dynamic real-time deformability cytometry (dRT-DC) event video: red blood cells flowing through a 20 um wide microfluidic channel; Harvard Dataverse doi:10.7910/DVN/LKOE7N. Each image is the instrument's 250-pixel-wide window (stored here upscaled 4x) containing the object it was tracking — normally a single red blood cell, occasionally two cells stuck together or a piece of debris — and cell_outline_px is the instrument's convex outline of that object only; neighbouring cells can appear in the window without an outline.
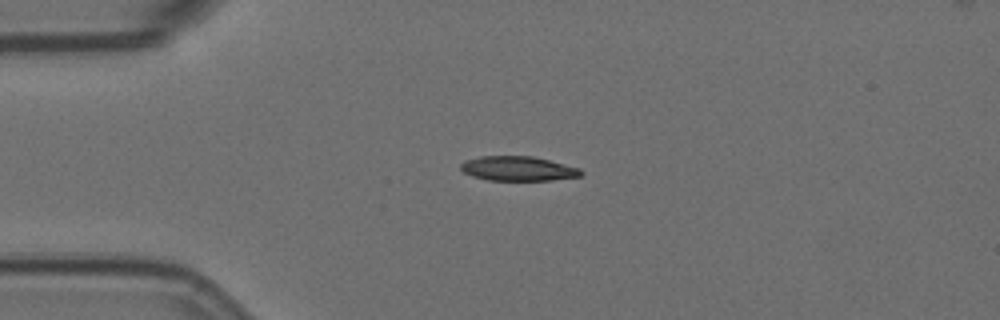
{"species": "Egyptian fruit bat (a non-hibernating species)", "species_latin": "Rousettus aegyptiacus", "temperature_condition": "room temperature", "stored_images_in_passage": 2, "camera_frame_rate_fps": 3000, "um_per_image_px": 0.085, "animal": {"sex": "female"}, "frame": {"image": 1, "passage_image": 1, "time_ms": 0.0, "image_size_px": [1000, 320], "cell_outline_px": [[584, 172], [580, 176], [552, 180], [488, 180], [472, 176], [464, 172], [460, 168], [460, 164], [468, 160], [480, 156], [532, 156], [580, 168]], "centroid_in_image_um": [44.04, 14.33], "position_along_channel_um": 41.0, "area_um2": 17.05}}